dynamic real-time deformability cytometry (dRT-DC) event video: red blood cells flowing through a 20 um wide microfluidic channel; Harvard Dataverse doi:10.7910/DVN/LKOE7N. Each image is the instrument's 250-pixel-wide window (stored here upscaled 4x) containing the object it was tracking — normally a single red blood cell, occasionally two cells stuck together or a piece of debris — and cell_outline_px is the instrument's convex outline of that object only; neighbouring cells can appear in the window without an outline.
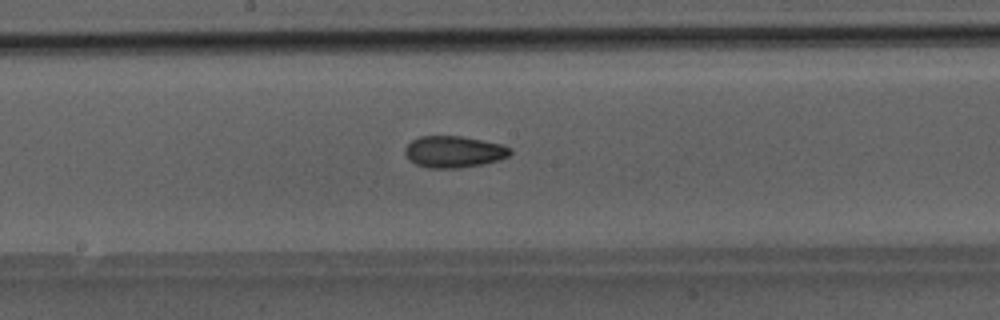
{"species": "Egyptian fruit bat (a non-hibernating species)", "species_latin": "Rousettus aegyptiacus", "temperature_condition": "room temperature", "stored_images_in_passage": 48, "camera_frame_rate_fps": 3000, "um_per_image_px": 0.085, "animal": {"sex": "male"}, "frame": {"image": 1, "passage_image": 26, "time_ms": 8.333, "image_size_px": [1000, 320], "cell_outline_px": [[512, 152], [508, 156], [500, 160], [484, 164], [460, 168], [428, 168], [416, 164], [408, 160], [404, 152], [404, 148], [412, 140], [420, 136], [460, 136], [504, 144], [512, 148]], "centroid_in_image_um": [38.59, 12.9], "position_along_channel_um": 209.6, "area_um2": 19.65}}
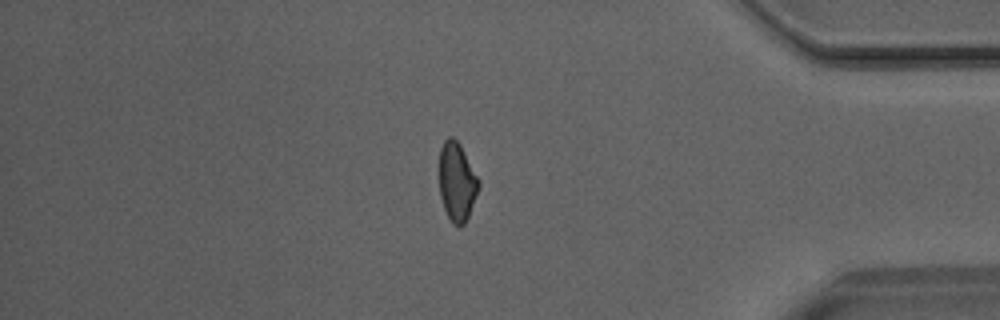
{"frame": {"image": 2, "passage_image": 41, "time_ms": 13.333, "image_size_px": [1000, 320], "cell_outline_px": [[480, 184], [468, 216], [464, 224], [460, 228], [452, 224], [444, 208], [440, 196], [440, 148], [444, 140], [448, 136], [452, 136], [460, 144], [480, 180]], "centroid_in_image_um": [38.84, 15.45], "position_along_channel_um": 396.4, "area_um2": 18.03}}
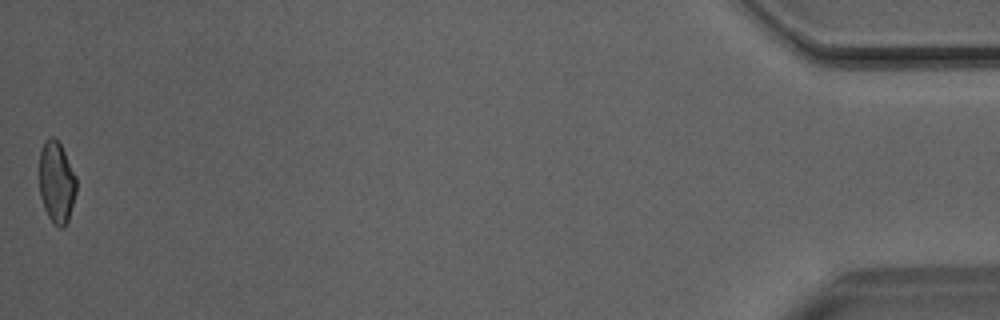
{"frame": {"image": 3, "passage_image": 48, "time_ms": 15.667, "image_size_px": [1000, 320], "cell_outline_px": [[76, 192], [68, 220], [64, 228], [60, 228], [48, 216], [44, 208], [40, 196], [40, 148], [44, 140], [52, 136], [60, 144], [76, 176]], "centroid_in_image_um": [4.8, 15.48], "position_along_channel_um": 430.4, "area_um2": 17.46}}